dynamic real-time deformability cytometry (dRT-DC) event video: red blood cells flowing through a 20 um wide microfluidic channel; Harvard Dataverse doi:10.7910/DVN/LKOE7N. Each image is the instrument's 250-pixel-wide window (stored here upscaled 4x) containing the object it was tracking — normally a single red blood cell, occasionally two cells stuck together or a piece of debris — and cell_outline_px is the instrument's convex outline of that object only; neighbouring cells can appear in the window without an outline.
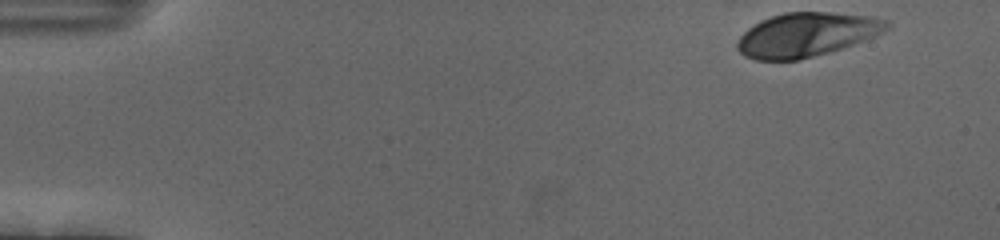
{"species": "human", "species_latin": "Homo sapiens", "temperature_condition": "cold", "stored_images_in_passage": 52, "camera_frame_rate_fps": 3000, "um_per_image_px": 0.085, "donor": {"sex": "female"}, "frame": {"image": 1, "passage_image": 1, "time_ms": 0.0, "image_size_px": [1000, 240], "cell_outline_px": [[892, 24], [888, 28], [876, 36], [828, 52], [796, 60], [756, 60], [744, 56], [736, 48], [736, 44], [740, 36], [748, 28], [760, 20], [784, 12], [828, 12], [872, 16], [888, 20]], "centroid_in_image_um": [68.55, 2.93], "position_along_channel_um": 16.5, "area_um2": 38.26}}
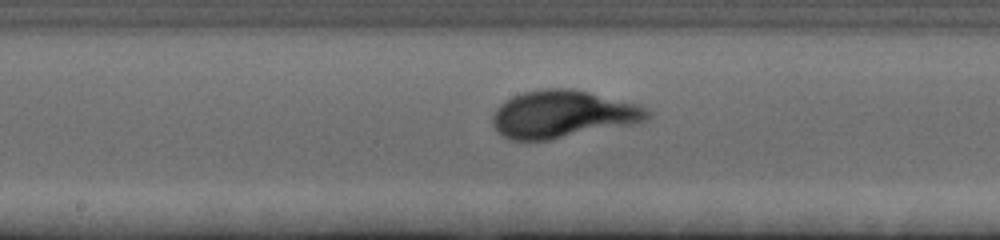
{"frame": {"image": 2, "passage_image": 26, "time_ms": 8.333, "image_size_px": [1000, 240], "cell_outline_px": [[652, 116], [648, 120], [632, 124], [548, 140], [512, 140], [500, 136], [496, 132], [492, 124], [492, 116], [496, 108], [500, 104], [512, 96], [524, 92], [540, 88], [572, 88], [640, 104], [652, 112]], "centroid_in_image_um": [47.83, 9.7], "position_along_channel_um": 200.4, "area_um2": 43.18}}
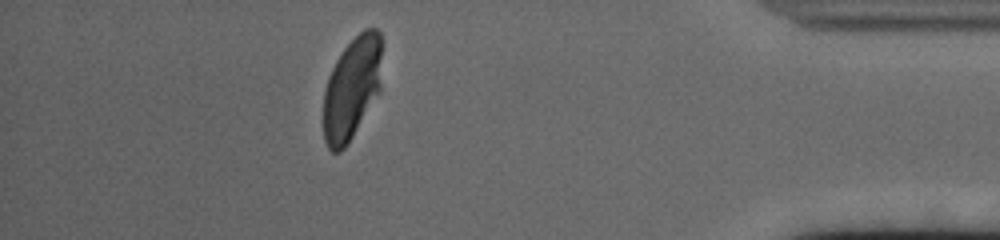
{"frame": {"image": 3, "passage_image": 46, "time_ms": 15.0, "image_size_px": [1000, 240], "cell_outline_px": [[380, 92], [348, 144], [340, 152], [332, 152], [328, 148], [324, 140], [324, 92], [328, 76], [336, 60], [344, 48], [364, 28], [376, 28], [380, 32]], "centroid_in_image_um": [29.9, 7.53], "position_along_channel_um": 405.3, "area_um2": 34.85}, "authors_computed_cell_mechanics": {"area_um2": 39.3329, "velocity_mm_per_s": 3.6658, "shape_relaxation_time_tau1_ms": 2.9532, "shape_relaxation_time_tau2_ms": null, "deformation_change_tau1": 0.1855, "deformation_change_tau2": null}}